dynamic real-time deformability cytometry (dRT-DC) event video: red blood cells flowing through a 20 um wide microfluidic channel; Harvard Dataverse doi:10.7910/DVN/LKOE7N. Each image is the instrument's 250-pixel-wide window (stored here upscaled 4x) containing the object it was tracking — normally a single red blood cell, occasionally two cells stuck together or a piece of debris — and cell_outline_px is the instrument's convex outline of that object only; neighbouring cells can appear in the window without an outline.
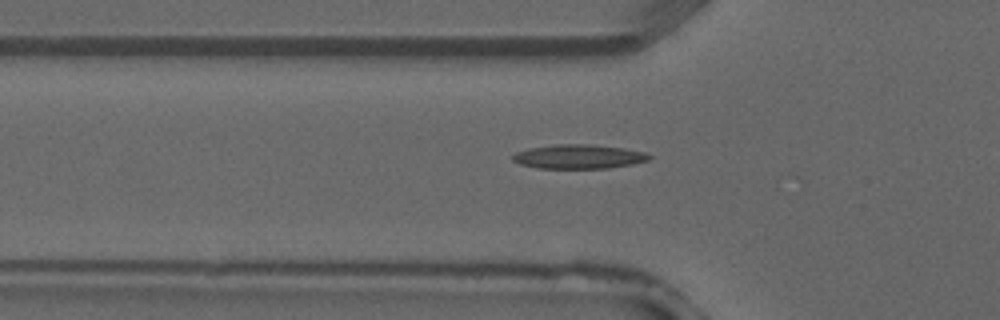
{"species": "common noctule bat (a hibernating species)", "species_latin": "Nyctalus noctula", "temperature_condition": "warm", "stored_images_in_passage": 24, "camera_frame_rate_fps": 3000, "um_per_image_px": 0.085, "animal": {"sex": "male", "forearm_length_mm": 52.5}, "frame": {"image": 1, "passage_image": 5, "time_ms": 1.333, "image_size_px": [1000, 320], "cell_outline_px": [[652, 156], [648, 160], [632, 164], [608, 168], [536, 168], [520, 164], [512, 160], [512, 156], [516, 152], [528, 148], [556, 144], [588, 144], [624, 148], [644, 152]], "centroid_in_image_um": [49.16, 13.31], "position_along_channel_um": 76.6, "area_um2": 19.19}}
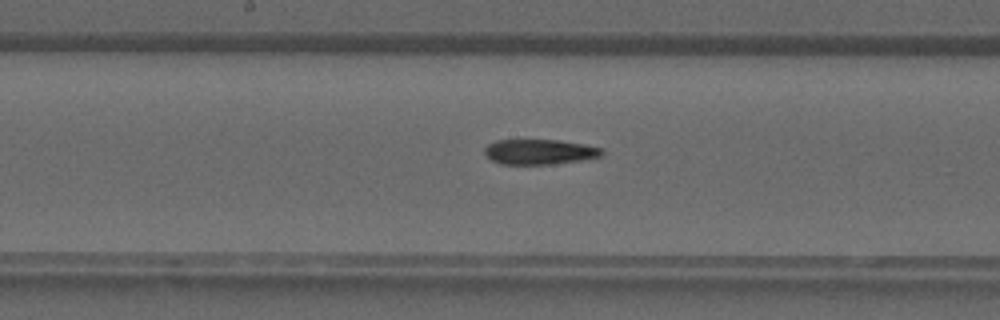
{"frame": {"image": 2, "passage_image": 12, "time_ms": 3.667, "image_size_px": [1000, 320], "cell_outline_px": [[604, 152], [600, 156], [580, 160], [552, 164], [500, 164], [492, 160], [484, 152], [484, 148], [488, 144], [496, 140], [556, 140], [584, 144], [604, 148]], "centroid_in_image_um": [45.86, 12.9], "position_along_channel_um": 202.3, "area_um2": 17.11}}
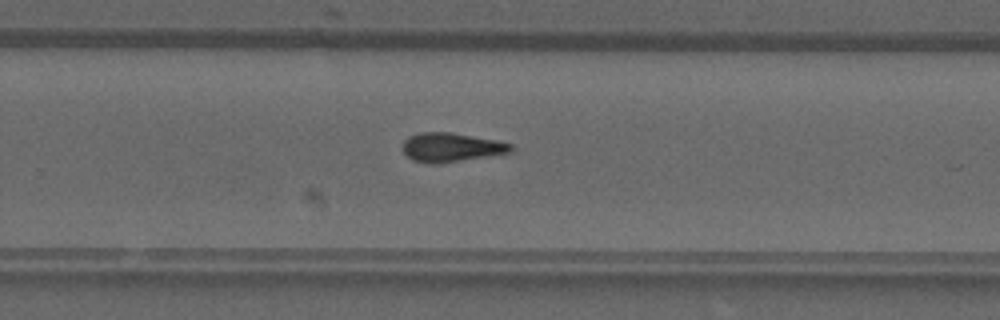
{"frame": {"image": 3, "passage_image": 17, "time_ms": 5.333, "image_size_px": [1000, 320], "cell_outline_px": [[512, 152], [488, 156], [436, 164], [432, 164], [412, 160], [404, 152], [404, 140], [408, 136], [420, 132], [452, 132], [496, 140], [512, 144]], "centroid_in_image_um": [38.35, 12.51], "position_along_channel_um": 291.5, "area_um2": 18.21}}